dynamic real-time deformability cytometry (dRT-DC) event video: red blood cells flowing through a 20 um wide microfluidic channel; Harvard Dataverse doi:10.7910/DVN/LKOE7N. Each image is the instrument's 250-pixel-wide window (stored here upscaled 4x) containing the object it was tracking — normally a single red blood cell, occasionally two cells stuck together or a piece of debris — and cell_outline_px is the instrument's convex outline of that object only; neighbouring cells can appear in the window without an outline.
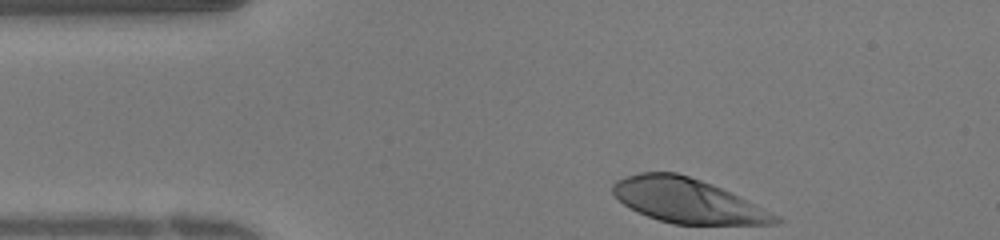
{"species": "human", "species_latin": "Homo sapiens", "temperature_condition": "warm", "stored_images_in_passage": 25, "camera_frame_rate_fps": 3000, "um_per_image_px": 0.085, "donor": {"sex": "female"}, "frame": {"image": 1, "passage_image": 1, "time_ms": 0.0, "image_size_px": [1000, 240], "cell_outline_px": [[784, 220], [776, 224], [672, 224], [648, 216], [624, 204], [612, 192], [612, 184], [616, 180], [640, 172], [676, 172], [712, 184], [780, 216]], "centroid_in_image_um": [58.44, 17.06], "position_along_channel_um": 26.6, "area_um2": 41.5}}
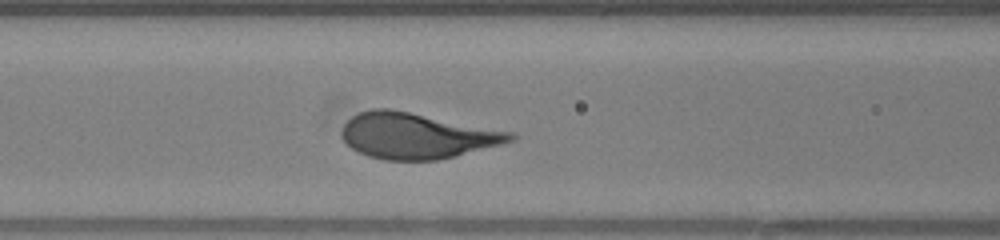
{"frame": {"image": 2, "passage_image": 10, "time_ms": 3.0, "image_size_px": [1000, 240], "cell_outline_px": [[520, 136], [516, 140], [436, 160], [384, 160], [368, 156], [352, 148], [340, 136], [340, 132], [344, 124], [352, 116], [360, 112], [372, 108], [388, 108], [512, 132]], "centroid_in_image_um": [35.39, 11.53], "position_along_channel_um": 131.2, "area_um2": 44.45}}
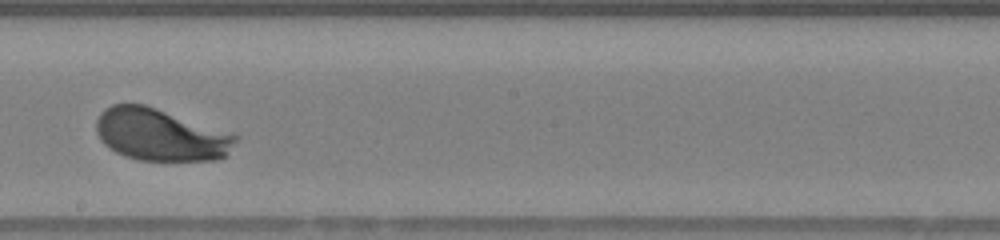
{"frame": {"image": 3, "passage_image": 16, "time_ms": 5.0, "image_size_px": [1000, 240], "cell_outline_px": [[240, 136], [224, 156], [216, 160], [140, 160], [116, 152], [108, 148], [100, 140], [96, 132], [96, 120], [100, 112], [104, 108], [112, 104], [144, 104]], "centroid_in_image_um": [13.58, 11.45], "position_along_channel_um": 234.6, "area_um2": 41.91}}